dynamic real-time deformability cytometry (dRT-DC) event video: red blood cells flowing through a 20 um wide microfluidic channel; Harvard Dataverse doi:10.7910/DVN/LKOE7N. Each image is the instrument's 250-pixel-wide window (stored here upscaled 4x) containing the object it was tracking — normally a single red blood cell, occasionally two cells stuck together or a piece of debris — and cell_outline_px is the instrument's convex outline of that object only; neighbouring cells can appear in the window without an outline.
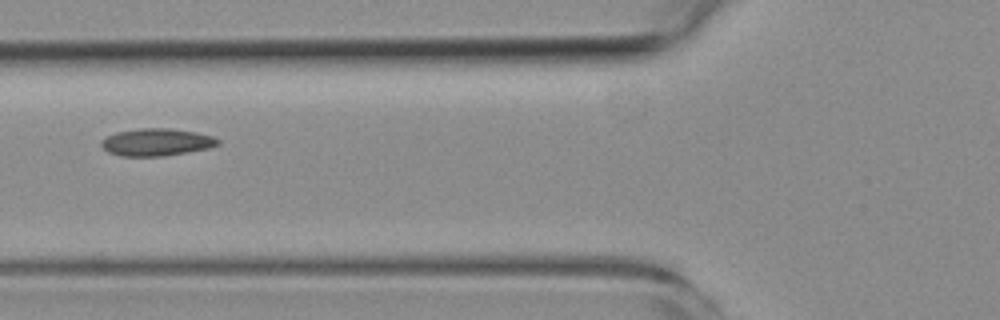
{"species": "common noctule bat (a hibernating species)", "species_latin": "Nyctalus noctula", "temperature_condition": "room temperature", "stored_images_in_passage": 5, "camera_frame_rate_fps": 3000, "um_per_image_px": 0.085, "animal": {"sex": "female", "body_mass_g": 19.3, "forearm_length_mm": 54.1}, "frame": {"image": 1, "passage_image": 5, "time_ms": 5.333, "image_size_px": [1000, 320], "cell_outline_px": [[220, 144], [208, 148], [188, 152], [164, 156], [120, 156], [108, 152], [100, 144], [100, 140], [104, 136], [116, 132], [140, 128], [172, 128], [196, 132], [212, 136], [220, 140]], "centroid_in_image_um": [13.28, 12.08], "position_along_channel_um": 112.5, "area_um2": 18.79}}